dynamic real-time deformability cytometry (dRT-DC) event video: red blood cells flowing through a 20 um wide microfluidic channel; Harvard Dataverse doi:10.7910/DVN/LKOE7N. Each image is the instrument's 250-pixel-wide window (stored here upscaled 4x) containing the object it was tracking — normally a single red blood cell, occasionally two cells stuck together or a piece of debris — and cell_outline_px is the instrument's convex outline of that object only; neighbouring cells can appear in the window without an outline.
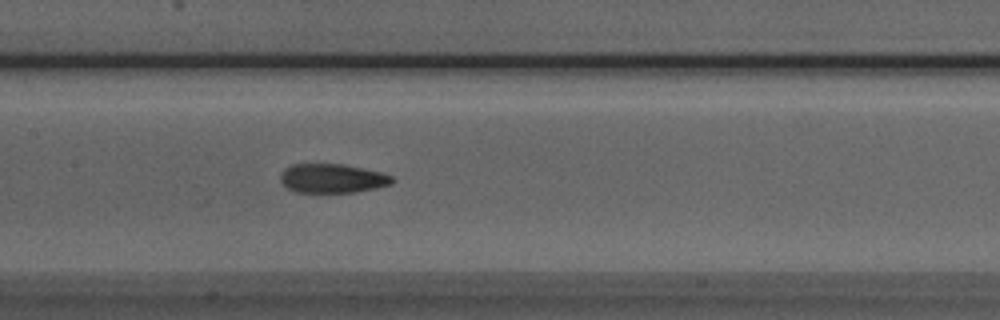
{"species": "Egyptian fruit bat (a non-hibernating species)", "species_latin": "Rousettus aegyptiacus", "temperature_condition": "room temperature", "stored_images_in_passage": 24, "camera_frame_rate_fps": 3000, "um_per_image_px": 0.085, "animal": {"sex": "male"}, "frame": {"image": 1, "passage_image": 14, "time_ms": 4.333, "image_size_px": [1000, 320], "cell_outline_px": [[396, 180], [392, 184], [376, 188], [356, 192], [296, 192], [288, 188], [280, 180], [280, 172], [284, 168], [292, 164], [344, 164], [380, 172], [392, 176]], "centroid_in_image_um": [28.25, 15.16], "position_along_channel_um": 179.1, "area_um2": 19.02}}
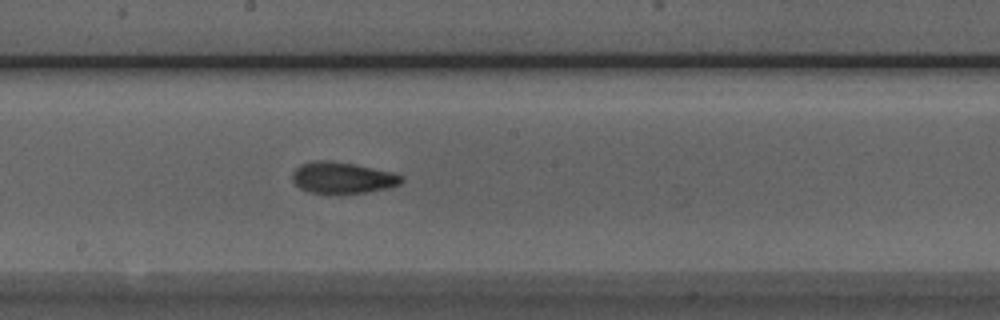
{"frame": {"image": 2, "passage_image": 17, "time_ms": 5.333, "image_size_px": [1000, 320], "cell_outline_px": [[404, 180], [400, 184], [388, 188], [340, 196], [308, 192], [300, 188], [292, 180], [292, 172], [300, 164], [316, 160], [328, 160], [352, 164], [392, 172], [404, 176]], "centroid_in_image_um": [29.09, 15.14], "position_along_channel_um": 219.1, "area_um2": 20.4}}
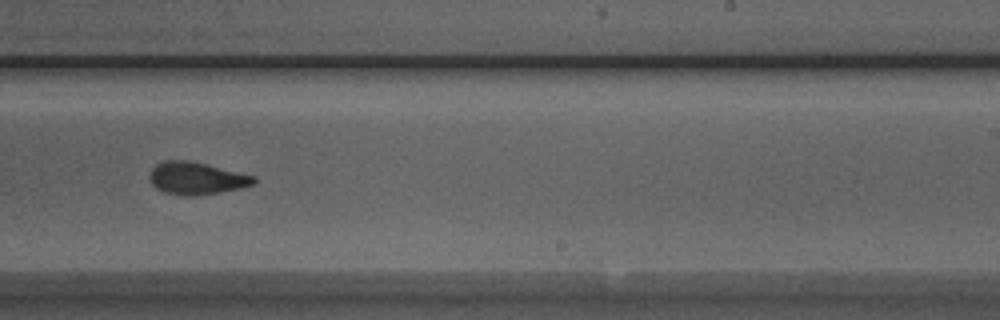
{"frame": {"image": 3, "passage_image": 21, "time_ms": 6.667, "image_size_px": [1000, 320], "cell_outline_px": [[256, 184], [240, 188], [220, 192], [192, 196], [188, 196], [164, 192], [156, 188], [152, 184], [148, 176], [152, 168], [156, 164], [164, 160], [184, 160], [204, 164], [256, 176]], "centroid_in_image_um": [16.69, 15.16], "position_along_channel_um": 272.3, "area_um2": 19.54}}